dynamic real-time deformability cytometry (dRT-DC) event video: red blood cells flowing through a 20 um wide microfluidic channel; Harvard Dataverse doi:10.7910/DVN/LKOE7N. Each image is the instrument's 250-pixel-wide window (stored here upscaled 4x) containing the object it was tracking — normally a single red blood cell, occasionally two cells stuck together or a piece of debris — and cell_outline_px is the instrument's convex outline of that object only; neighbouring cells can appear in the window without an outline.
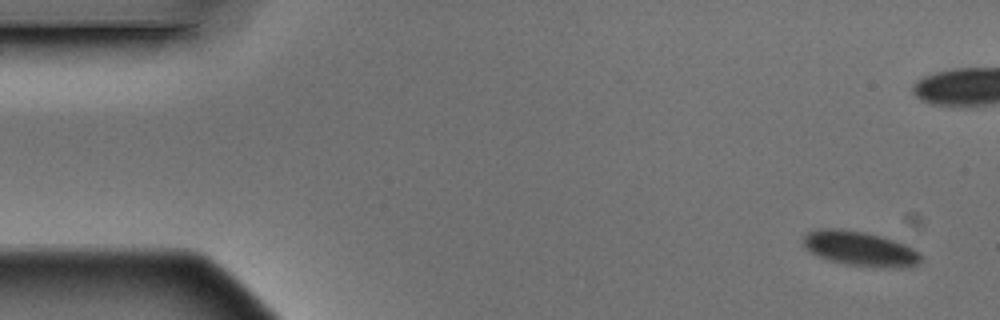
{"species": "Egyptian fruit bat (a non-hibernating species)", "species_latin": "Rousettus aegyptiacus", "temperature_condition": "warm", "stored_images_in_passage": 8, "camera_frame_rate_fps": 3000, "um_per_image_px": 0.085, "animal": {"sex": "male"}, "frame": {"image": 1, "passage_image": 1, "time_ms": 0.0, "image_size_px": [1000, 320], "cell_outline_px": [[920, 260], [916, 264], [904, 268], [872, 268], [848, 264], [828, 260], [816, 256], [808, 252], [804, 248], [804, 236], [808, 232], [820, 228], [840, 228], [864, 232], [896, 240], [920, 252]], "centroid_in_image_um": [73.08, 21.15], "position_along_channel_um": 11.9, "area_um2": 24.1}}
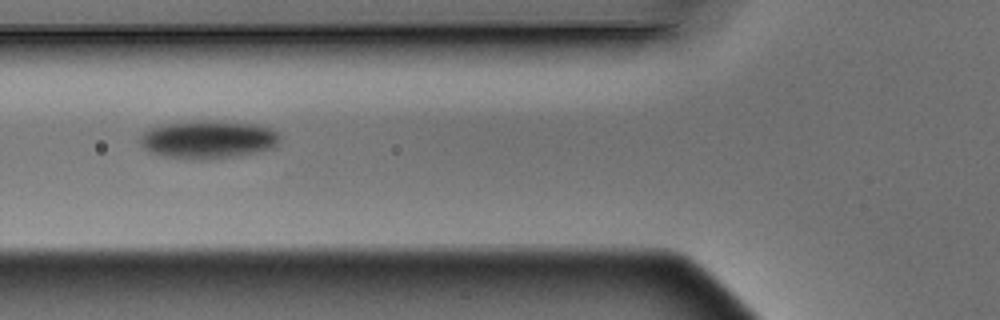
{"frame": {"image": 2, "passage_image": 7, "time_ms": 2.0, "image_size_px": [1000, 320], "cell_outline_px": [[280, 140], [272, 148], [256, 152], [232, 156], [200, 160], [164, 156], [152, 152], [144, 148], [140, 144], [140, 136], [148, 128], [168, 124], [200, 120], [212, 120], [256, 124], [280, 132]], "centroid_in_image_um": [17.7, 11.84], "position_along_channel_um": 108.1, "area_um2": 30.81}}
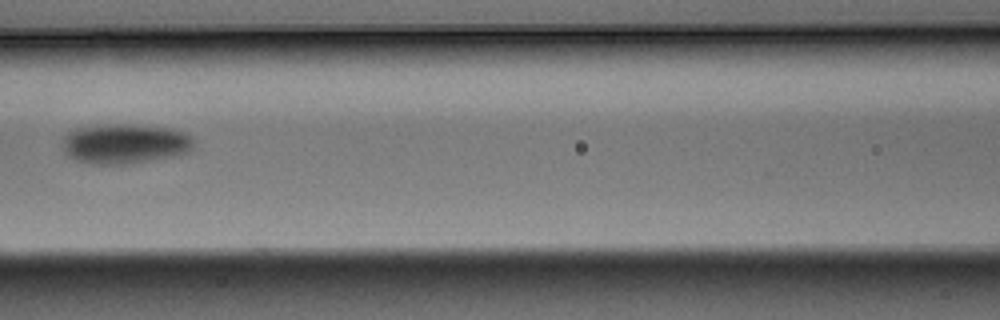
{"frame": {"image": 3, "passage_image": 8, "time_ms": 2.333, "image_size_px": [1000, 320], "cell_outline_px": [[192, 148], [188, 152], [172, 156], [124, 164], [92, 164], [76, 160], [68, 156], [64, 152], [60, 144], [64, 136], [68, 132], [76, 128], [116, 124], [124, 124], [172, 128], [184, 132], [192, 136]], "centroid_in_image_um": [10.57, 12.21], "position_along_channel_um": 156.0, "area_um2": 30.4}}